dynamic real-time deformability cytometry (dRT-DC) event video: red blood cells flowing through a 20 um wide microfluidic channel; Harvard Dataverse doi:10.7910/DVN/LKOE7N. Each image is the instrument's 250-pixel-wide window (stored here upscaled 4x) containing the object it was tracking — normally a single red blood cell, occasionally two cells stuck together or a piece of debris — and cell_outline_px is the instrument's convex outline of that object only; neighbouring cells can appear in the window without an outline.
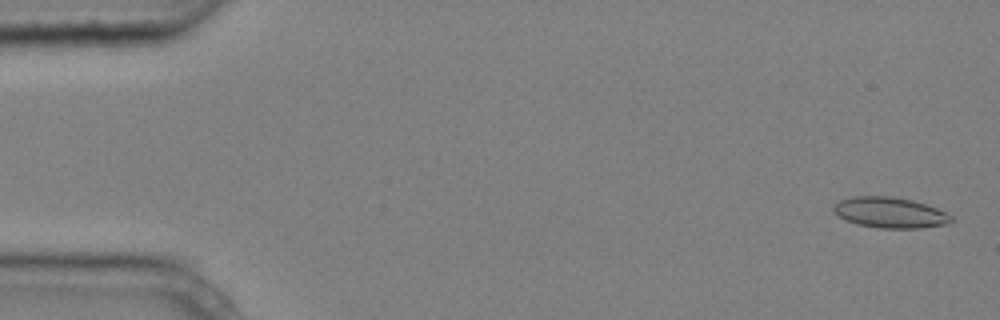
{"species": "common noctule bat (a hibernating species)", "species_latin": "Nyctalus noctula", "temperature_condition": "cold", "stored_images_in_passage": 4, "camera_frame_rate_fps": 3000, "um_per_image_px": 0.085, "animal": {"sex": "male", "body_mass_g": 20.4}, "frame": {"image": 1, "passage_image": 1, "time_ms": 0.0, "image_size_px": [1000, 320], "cell_outline_px": [[956, 220], [948, 224], [920, 228], [880, 228], [856, 224], [840, 216], [832, 208], [840, 200], [852, 196], [888, 196], [912, 200], [936, 208], [952, 216]], "centroid_in_image_um": [75.69, 18.07], "position_along_channel_um": 9.3, "area_um2": 20.87}}
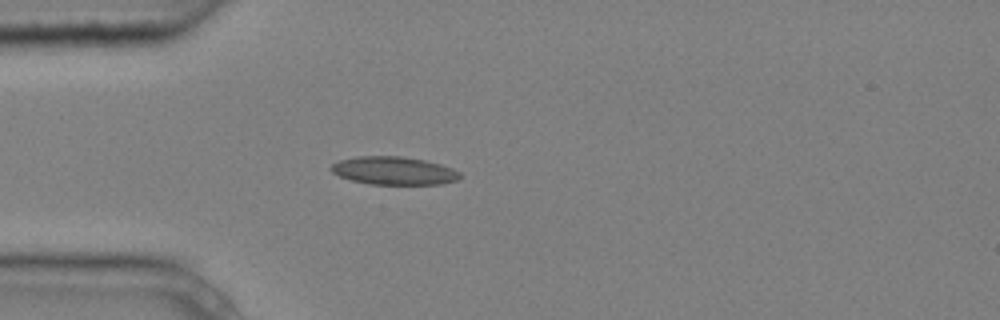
{"frame": {"image": 2, "passage_image": 4, "time_ms": 1.0, "image_size_px": [1000, 320], "cell_outline_px": [[460, 176], [456, 180], [440, 184], [372, 184], [352, 180], [340, 176], [332, 172], [328, 168], [332, 164], [340, 160], [356, 156], [400, 156], [424, 160], [440, 164], [452, 168], [460, 172]], "centroid_in_image_um": [33.45, 14.5], "position_along_channel_um": 51.5, "area_um2": 20.92}}